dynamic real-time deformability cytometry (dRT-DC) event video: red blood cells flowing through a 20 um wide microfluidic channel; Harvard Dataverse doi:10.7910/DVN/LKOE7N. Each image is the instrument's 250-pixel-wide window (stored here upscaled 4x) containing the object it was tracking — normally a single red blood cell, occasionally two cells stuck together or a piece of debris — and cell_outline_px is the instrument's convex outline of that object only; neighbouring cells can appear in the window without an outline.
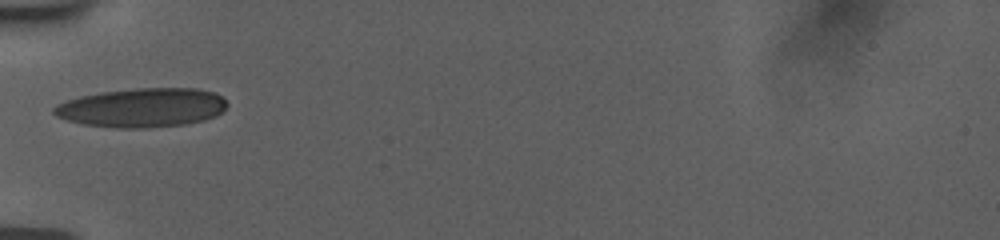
{"species": "human", "species_latin": "Homo sapiens", "temperature_condition": "room temperature", "stored_images_in_passage": 30, "camera_frame_rate_fps": 3000, "um_per_image_px": 0.085, "donor": {"sex": "female"}, "frame": {"image": 1, "passage_image": 1, "time_ms": 0.0, "image_size_px": [1000, 240], "cell_outline_px": [[228, 104], [216, 116], [204, 120], [184, 124], [148, 128], [116, 128], [84, 124], [68, 120], [56, 116], [52, 112], [52, 108], [56, 104], [80, 96], [100, 92], [136, 88], [196, 88], [216, 92]], "centroid_in_image_um": [12.07, 9.15], "position_along_channel_um": 72.9, "area_um2": 39.48}}
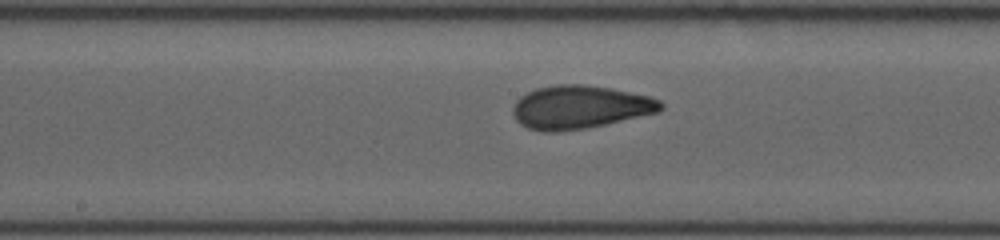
{"frame": {"image": 2, "passage_image": 13, "time_ms": 3.333, "image_size_px": [1000, 240], "cell_outline_px": [[664, 108], [660, 112], [588, 128], [556, 132], [544, 132], [528, 128], [520, 124], [516, 120], [512, 112], [512, 108], [516, 100], [520, 96], [536, 88], [556, 84], [584, 84], [608, 88], [648, 96], [660, 100], [664, 104]], "centroid_in_image_um": [49.28, 9.11], "position_along_channel_um": 198.9, "area_um2": 37.45}}
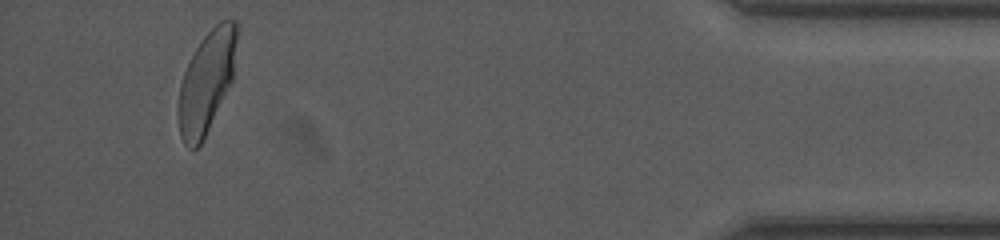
{"frame": {"image": 3, "passage_image": 30, "time_ms": 10.667, "image_size_px": [1000, 240], "cell_outline_px": [[236, 40], [232, 80], [200, 144], [192, 152], [184, 144], [180, 136], [176, 112], [180, 84], [184, 72], [196, 48], [204, 36], [220, 20], [236, 20]], "centroid_in_image_um": [17.5, 7.0], "position_along_channel_um": 417.7, "area_um2": 34.1}, "authors_computed_cell_mechanics": {"area_um2": 36.414, "velocity_mm_per_s": 3.779, "shape_relaxation_time_tau1_ms": 4.1791, "shape_relaxation_time_tau2_ms": 1.0069, "deformation_change_tau1": 0.1499, "deformation_change_tau2": 0.0757}}